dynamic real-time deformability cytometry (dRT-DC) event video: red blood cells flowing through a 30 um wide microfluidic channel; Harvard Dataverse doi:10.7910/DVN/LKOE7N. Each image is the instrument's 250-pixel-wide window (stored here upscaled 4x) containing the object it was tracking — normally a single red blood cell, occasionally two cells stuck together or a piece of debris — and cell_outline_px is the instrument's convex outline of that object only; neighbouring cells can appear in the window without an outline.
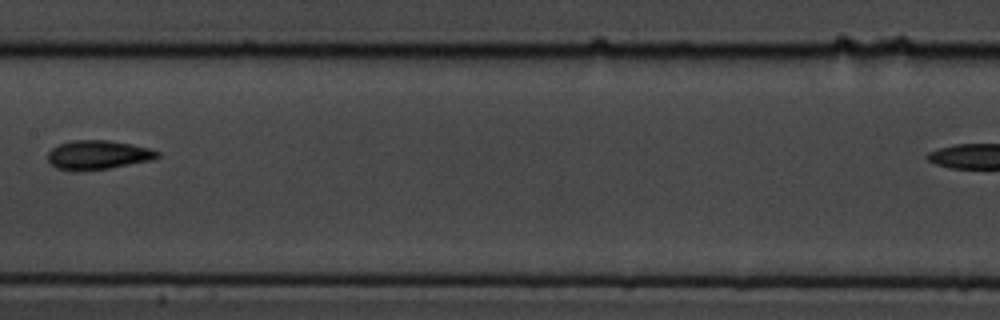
{"species": "common noctule bat (a hibernating species)", "species_latin": "Nyctalus noctula", "temperature_condition": "cold", "stored_images_in_passage": 12, "camera_frame_rate_fps": 3000, "um_per_image_px": 0.085, "animal": {"sex": "male", "body_mass_g": 19.5, "forearm_length_mm": 54.6}, "frame": {"image": 1, "passage_image": 6, "time_ms": 1.667, "image_size_px": [1000, 320], "cell_outline_px": [[160, 156], [152, 160], [108, 168], [76, 172], [72, 172], [56, 168], [48, 160], [48, 152], [56, 144], [72, 140], [108, 140], [132, 144], [148, 148], [160, 152]], "centroid_in_image_um": [8.29, 13.17], "position_along_channel_um": 199.1, "area_um2": 18.79}}
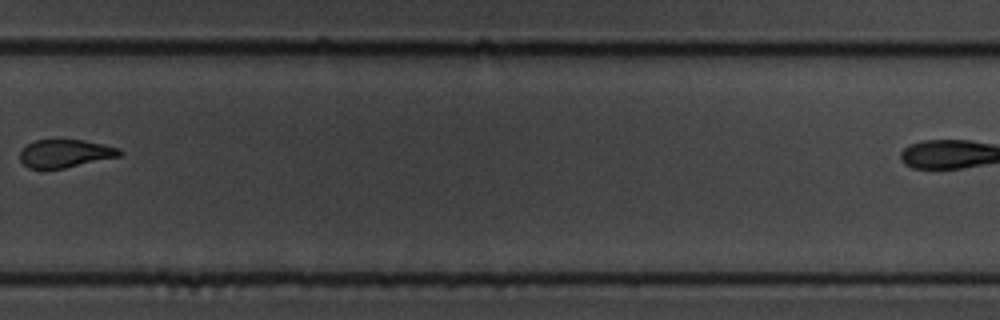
{"frame": {"image": 2, "passage_image": 9, "time_ms": 2.667, "image_size_px": [1000, 320], "cell_outline_px": [[124, 156], [64, 168], [28, 168], [20, 160], [20, 152], [28, 144], [36, 140], [84, 140], [104, 144], [120, 148], [124, 152]], "centroid_in_image_um": [5.63, 13.04], "position_along_channel_um": 324.2, "area_um2": 16.36}}
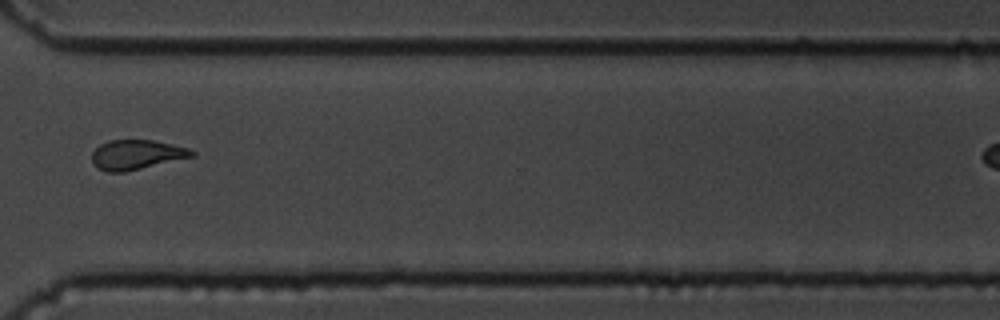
{"frame": {"image": 3, "passage_image": 10, "time_ms": 3.0, "image_size_px": [1000, 320], "cell_outline_px": [[196, 156], [124, 172], [108, 172], [92, 164], [92, 152], [100, 144], [108, 140], [152, 140], [172, 144], [188, 148], [196, 152]], "centroid_in_image_um": [11.61, 13.14], "position_along_channel_um": 359.0, "area_um2": 17.28}}